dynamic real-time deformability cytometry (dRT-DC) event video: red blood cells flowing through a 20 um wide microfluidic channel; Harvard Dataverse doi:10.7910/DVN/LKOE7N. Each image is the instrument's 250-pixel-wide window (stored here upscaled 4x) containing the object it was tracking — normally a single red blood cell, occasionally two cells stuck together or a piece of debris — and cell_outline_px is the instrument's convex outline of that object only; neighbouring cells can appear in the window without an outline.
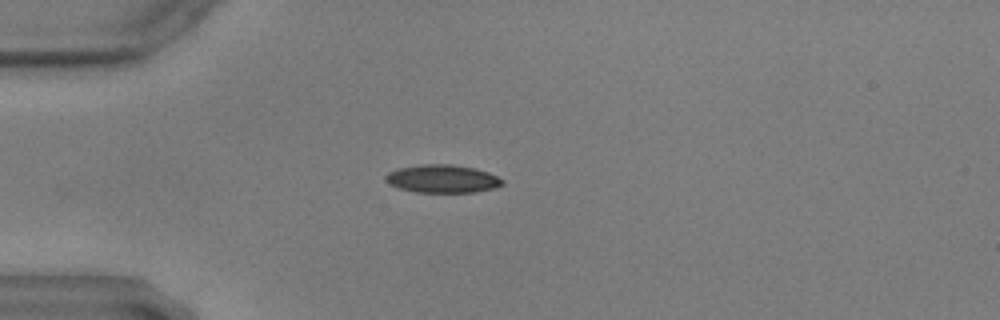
{"species": "common noctule bat (a hibernating species)", "species_latin": "Nyctalus noctula", "temperature_condition": "warm", "stored_images_in_passage": 30, "camera_frame_rate_fps": 3000, "um_per_image_px": 0.085, "animal": {"sex": "male", "body_mass_g": 17.9, "forearm_length_mm": 54.2}, "frame": {"image": 1, "passage_image": 1, "time_ms": 0.0, "image_size_px": [1000, 320], "cell_outline_px": [[504, 184], [496, 188], [476, 192], [416, 192], [400, 188], [388, 184], [384, 180], [384, 176], [388, 172], [400, 168], [420, 164], [452, 164], [472, 168], [488, 172], [504, 180]], "centroid_in_image_um": [37.6, 15.2], "position_along_channel_um": 47.4, "area_um2": 19.13}}
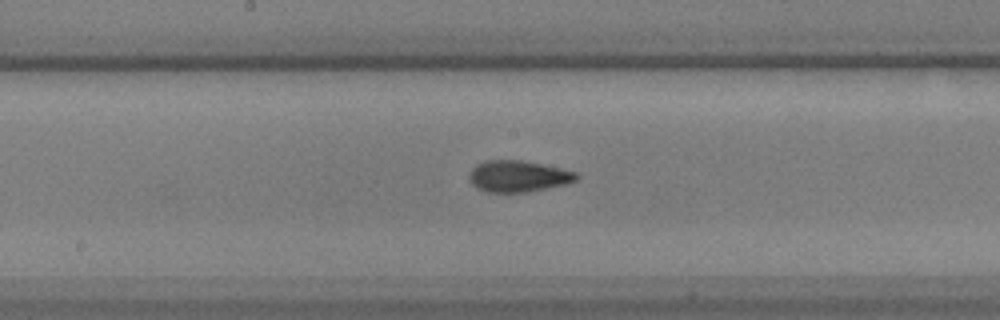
{"frame": {"image": 2, "passage_image": 16, "time_ms": 5.0, "image_size_px": [1000, 320], "cell_outline_px": [[580, 180], [568, 184], [548, 188], [524, 192], [484, 192], [476, 188], [468, 180], [468, 176], [472, 168], [476, 164], [484, 160], [520, 160], [560, 168], [576, 172], [580, 176]], "centroid_in_image_um": [44.04, 14.99], "position_along_channel_um": 204.2, "area_um2": 19.88}}
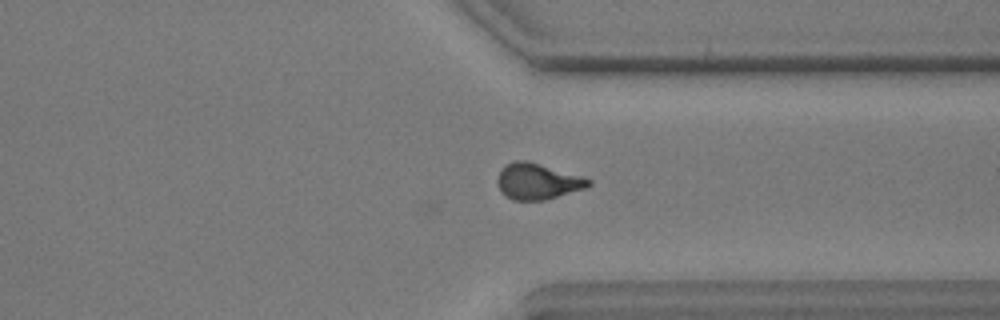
{"frame": {"image": 3, "passage_image": 30, "time_ms": 9.667, "image_size_px": [1000, 320], "cell_outline_px": [[592, 184], [584, 188], [544, 200], [512, 200], [504, 196], [500, 192], [496, 180], [500, 168], [504, 164], [516, 160], [528, 160], [580, 176], [592, 180]], "centroid_in_image_um": [45.61, 15.41], "position_along_channel_um": 365.8, "area_um2": 19.19}}